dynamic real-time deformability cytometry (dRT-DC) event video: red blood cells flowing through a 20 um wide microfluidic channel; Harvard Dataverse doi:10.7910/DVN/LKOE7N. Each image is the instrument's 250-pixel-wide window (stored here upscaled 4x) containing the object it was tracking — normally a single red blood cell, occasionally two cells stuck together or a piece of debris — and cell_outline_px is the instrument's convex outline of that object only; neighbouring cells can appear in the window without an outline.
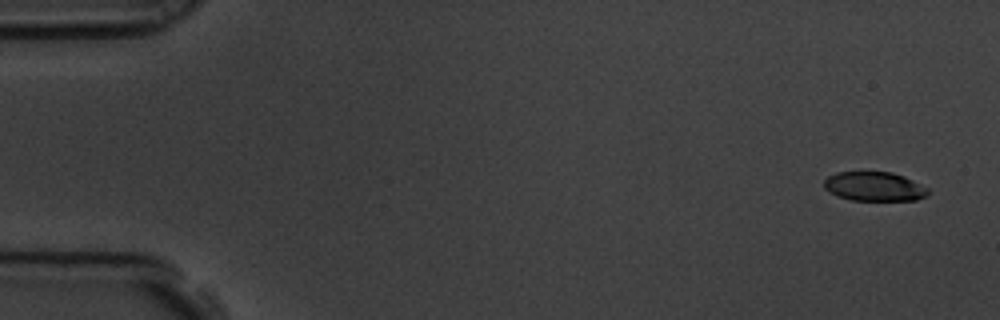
{"species": "common noctule bat (a hibernating species)", "species_latin": "Nyctalus noctula", "temperature_condition": "room temperature", "stored_images_in_passage": 15, "camera_frame_rate_fps": 3000, "um_per_image_px": 0.085, "animal": {"sex": "male", "body_mass_g": 19.5, "forearm_length_mm": 54.6}, "frame": {"image": 1, "passage_image": 1, "time_ms": 0.0, "image_size_px": [1000, 320], "cell_outline_px": [[928, 192], [924, 196], [916, 200], [852, 200], [836, 196], [828, 192], [824, 188], [824, 180], [828, 176], [836, 172], [892, 172], [904, 176], [928, 188]], "centroid_in_image_um": [74.27, 15.85], "position_along_channel_um": 10.7, "area_um2": 17.69}}
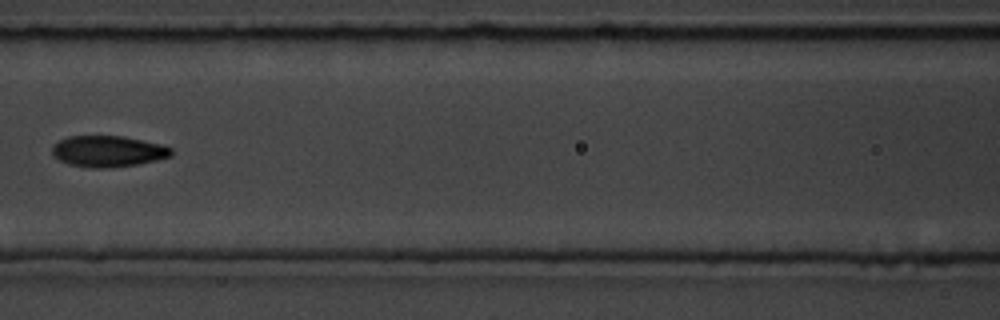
{"frame": {"image": 2, "passage_image": 7, "time_ms": 2.0, "image_size_px": [1000, 320], "cell_outline_px": [[172, 156], [156, 160], [136, 164], [108, 168], [92, 168], [68, 164], [60, 160], [52, 152], [52, 148], [60, 140], [68, 136], [124, 136], [164, 144], [172, 148]], "centroid_in_image_um": [9.23, 12.85], "position_along_channel_um": 157.4, "area_um2": 21.62}}
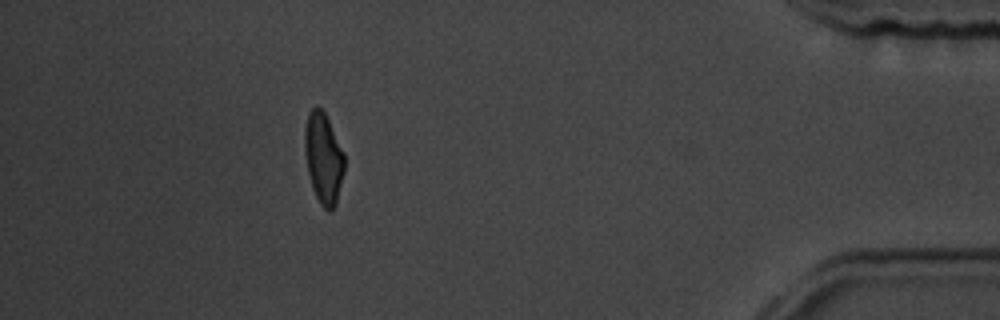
{"frame": {"image": 3, "passage_image": 14, "time_ms": 4.333, "image_size_px": [1000, 320], "cell_outline_px": [[344, 172], [336, 204], [328, 212], [320, 204], [312, 188], [308, 172], [304, 148], [304, 128], [308, 112], [316, 104], [324, 112], [344, 152]], "centroid_in_image_um": [27.48, 13.43], "position_along_channel_um": 407.7, "area_um2": 21.04}}